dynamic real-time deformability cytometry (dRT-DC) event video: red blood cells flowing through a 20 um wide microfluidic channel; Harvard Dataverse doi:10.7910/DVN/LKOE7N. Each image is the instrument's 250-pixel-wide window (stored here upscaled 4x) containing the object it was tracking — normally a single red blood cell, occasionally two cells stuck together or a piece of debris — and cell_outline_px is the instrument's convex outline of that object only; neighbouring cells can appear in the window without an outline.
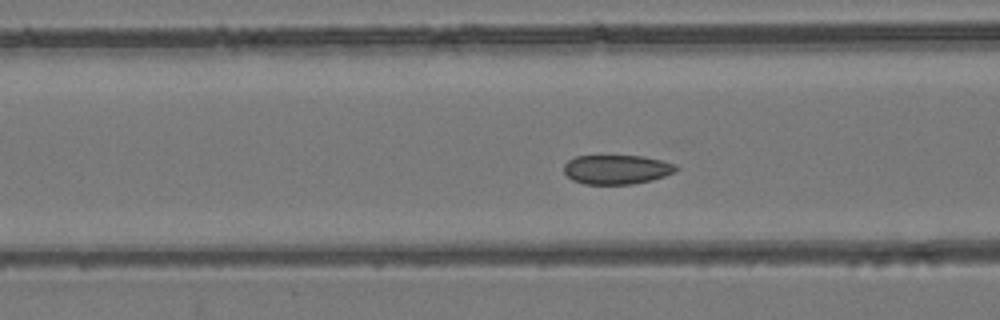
{"species": "common noctule bat (a hibernating species)", "species_latin": "Nyctalus noctula", "temperature_condition": "room temperature", "stored_images_in_passage": 50, "camera_frame_rate_fps": 3000, "um_per_image_px": 0.085, "animal": {"sex": "female", "body_mass_g": 24.6, "forearm_length_mm": 56.2}, "frame": {"image": 1, "passage_image": 17, "time_ms": 5.333, "image_size_px": [1000, 320], "cell_outline_px": [[680, 168], [676, 172], [652, 180], [632, 184], [584, 184], [572, 180], [564, 172], [564, 164], [568, 160], [576, 156], [644, 156], [676, 164]], "centroid_in_image_um": [52.44, 14.41], "position_along_channel_um": 114.2, "area_um2": 19.25}}
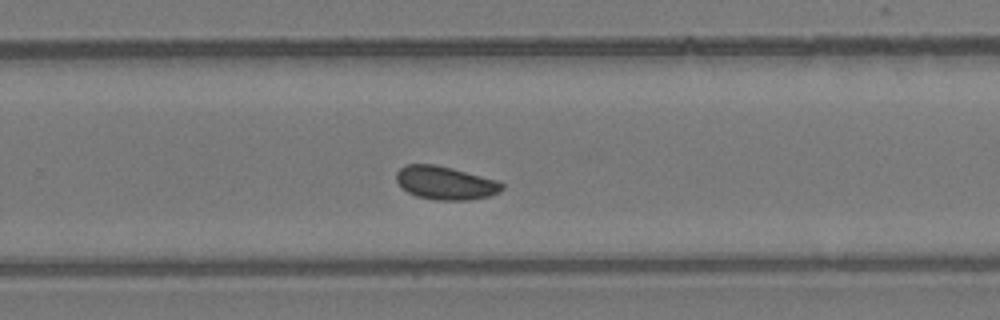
{"frame": {"image": 2, "passage_image": 31, "time_ms": 10.0, "image_size_px": [1000, 320], "cell_outline_px": [[504, 188], [500, 192], [492, 196], [468, 200], [436, 200], [416, 196], [408, 192], [396, 180], [396, 172], [404, 164], [432, 164], [452, 168], [500, 180], [504, 184]], "centroid_in_image_um": [37.91, 15.55], "position_along_channel_um": 291.9, "area_um2": 20.75}}
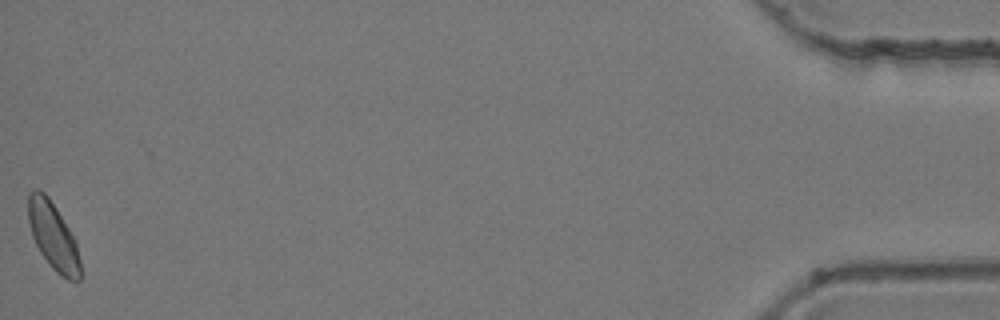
{"frame": {"image": 3, "passage_image": 50, "time_ms": 16.333, "image_size_px": [1000, 320], "cell_outline_px": [[84, 272], [80, 280], [68, 280], [60, 276], [52, 268], [40, 252], [32, 236], [28, 220], [28, 192], [32, 188], [36, 188], [44, 192], [48, 196], [68, 228], [76, 244]], "centroid_in_image_um": [4.53, 20.1], "position_along_channel_um": 430.7, "area_um2": 20.58}}